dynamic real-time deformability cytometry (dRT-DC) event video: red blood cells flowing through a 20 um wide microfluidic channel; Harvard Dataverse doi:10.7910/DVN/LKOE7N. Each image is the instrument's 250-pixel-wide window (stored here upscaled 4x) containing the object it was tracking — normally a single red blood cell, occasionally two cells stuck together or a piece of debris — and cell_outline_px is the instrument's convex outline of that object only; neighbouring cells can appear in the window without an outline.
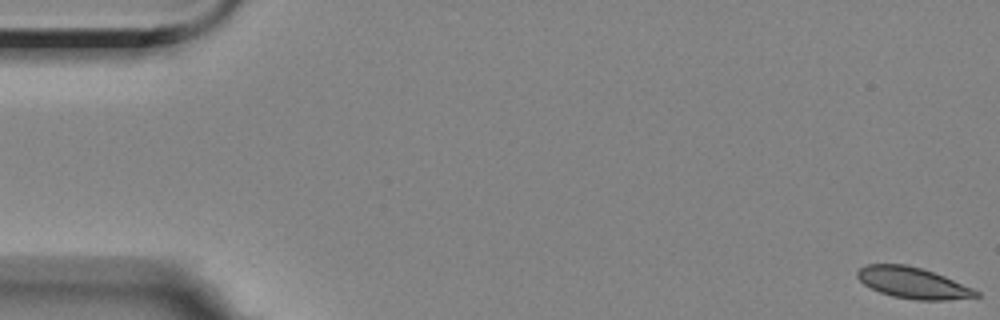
{"species": "Egyptian fruit bat (a non-hibernating species)", "species_latin": "Rousettus aegyptiacus", "temperature_condition": "room temperature", "stored_images_in_passage": 58, "camera_frame_rate_fps": 3000, "um_per_image_px": 0.085, "animal": {"sex": "female"}, "frame": {"image": 1, "passage_image": 1, "time_ms": 0.0, "image_size_px": [1000, 320], "cell_outline_px": [[980, 296], [944, 300], [916, 300], [892, 296], [880, 292], [864, 284], [856, 276], [856, 272], [860, 268], [868, 264], [904, 264], [920, 268], [944, 276], [972, 288], [980, 292]], "centroid_in_image_um": [77.58, 24.04], "position_along_channel_um": 7.4, "area_um2": 21.27}}
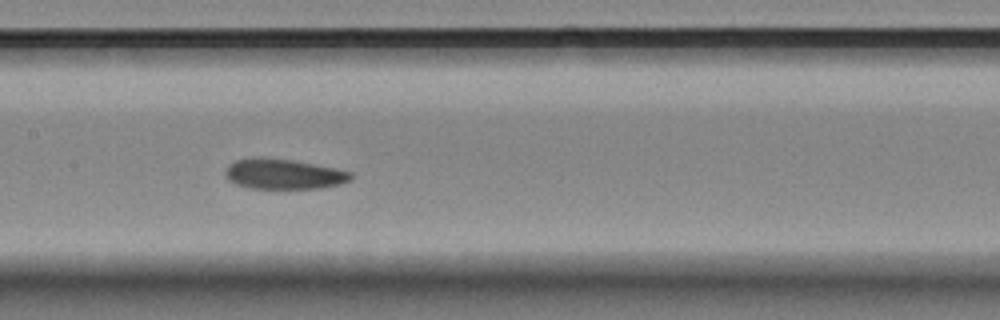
{"frame": {"image": 2, "passage_image": 28, "time_ms": 9.0, "image_size_px": [1000, 320], "cell_outline_px": [[352, 180], [340, 184], [320, 188], [248, 188], [236, 184], [228, 180], [224, 172], [228, 164], [236, 160], [256, 156], [260, 156], [292, 160], [336, 168], [352, 172]], "centroid_in_image_um": [24.09, 14.78], "position_along_channel_um": 183.3, "area_um2": 22.31}}
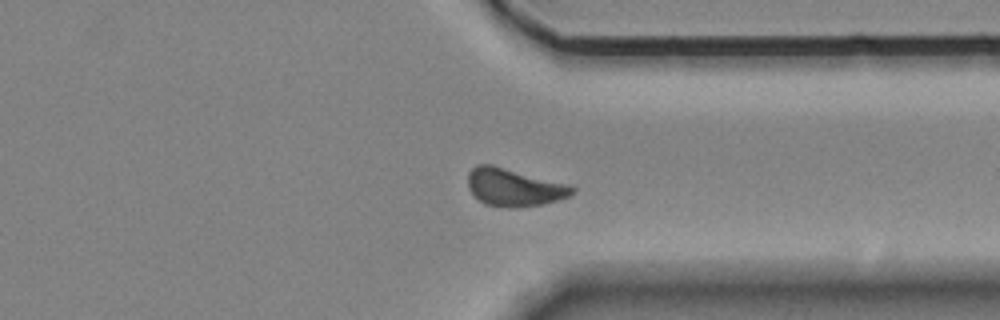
{"frame": {"image": 3, "passage_image": 44, "time_ms": 14.333, "image_size_px": [1000, 320], "cell_outline_px": [[576, 192], [572, 196], [540, 204], [516, 208], [508, 208], [484, 204], [468, 188], [468, 172], [476, 164], [492, 164], [572, 184], [576, 188]], "centroid_in_image_um": [43.74, 15.9], "position_along_channel_um": 367.7, "area_um2": 23.35}, "authors_computed_cell_mechanics": {"area_um2": 22.1374, "velocity_mm_per_s": 3.4776, "shape_relaxation_time_tau1_ms": 9.8699, "shape_relaxation_time_tau2_ms": null, "deformation_change_tau1": 0.1484, "deformation_change_tau2": null}}